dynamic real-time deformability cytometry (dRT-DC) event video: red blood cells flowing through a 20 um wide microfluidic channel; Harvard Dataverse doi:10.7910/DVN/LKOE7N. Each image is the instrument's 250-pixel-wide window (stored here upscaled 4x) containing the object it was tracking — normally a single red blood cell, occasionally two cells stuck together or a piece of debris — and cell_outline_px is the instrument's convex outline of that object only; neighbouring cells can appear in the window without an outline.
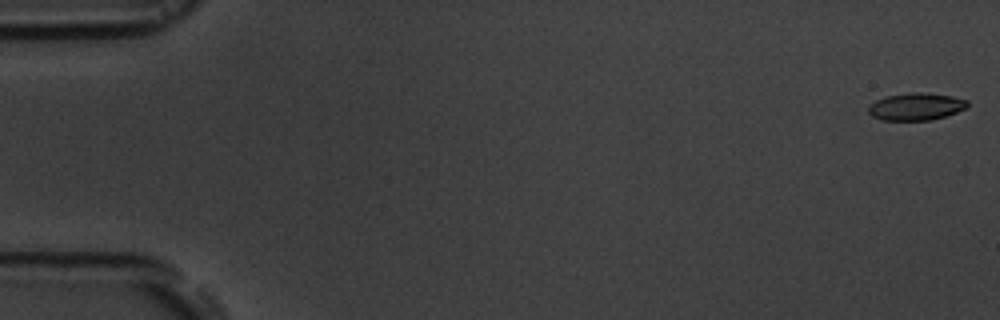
{"species": "common noctule bat (a hibernating species)", "species_latin": "Nyctalus noctula", "temperature_condition": "room temperature", "stored_images_in_passage": 55, "camera_frame_rate_fps": 3000, "um_per_image_px": 0.085, "animal": {"sex": "male", "body_mass_g": 19.5, "forearm_length_mm": 54.6}, "frame": {"image": 1, "passage_image": 1, "time_ms": 0.0, "image_size_px": [1000, 320], "cell_outline_px": [[968, 108], [932, 120], [880, 120], [872, 116], [868, 112], [868, 104], [884, 96], [912, 92], [920, 92], [952, 96], [968, 100]], "centroid_in_image_um": [77.84, 9.06], "position_along_channel_um": 7.2, "area_um2": 15.9}}
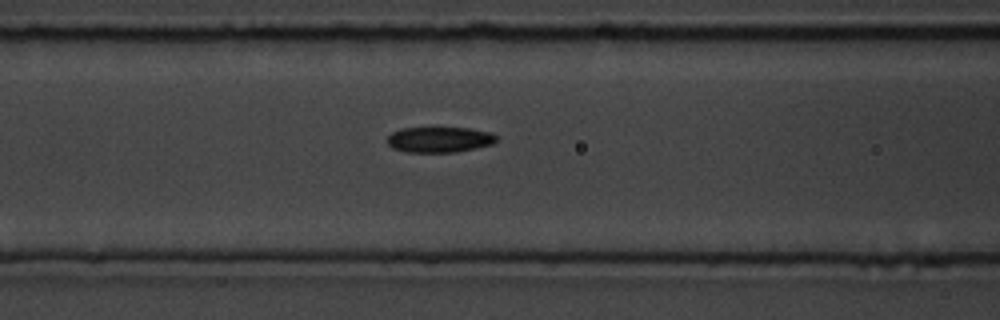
{"frame": {"image": 2, "passage_image": 23, "time_ms": 7.333, "image_size_px": [1000, 320], "cell_outline_px": [[496, 140], [492, 144], [476, 148], [456, 152], [408, 152], [392, 148], [388, 144], [388, 136], [392, 132], [400, 128], [436, 124], [468, 128], [492, 132], [496, 136]], "centroid_in_image_um": [37.33, 11.8], "position_along_channel_um": 129.3, "area_um2": 17.22}}
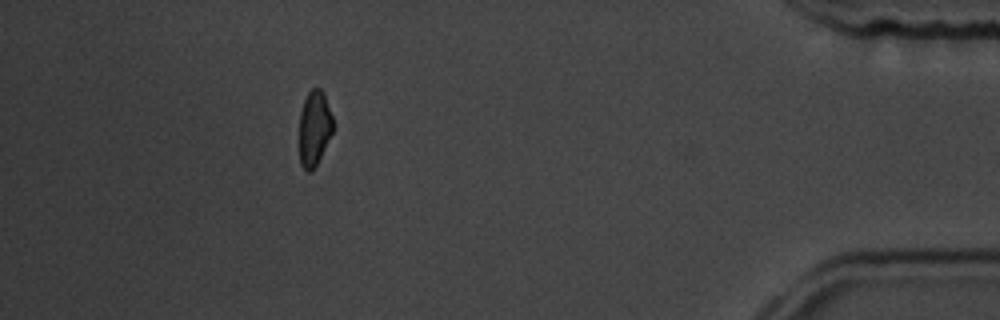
{"frame": {"image": 3, "passage_image": 50, "time_ms": 16.333, "image_size_px": [1000, 320], "cell_outline_px": [[332, 132], [312, 172], [308, 172], [300, 164], [300, 112], [304, 100], [308, 92], [312, 88], [320, 88], [324, 92], [332, 116]], "centroid_in_image_um": [26.71, 10.87], "position_along_channel_um": 408.5, "area_um2": 14.51}, "authors_computed_cell_mechanics": {"area_um2": 16.5308, "velocity_mm_per_s": 3.7073, "shape_relaxation_time_tau1_ms": 3.5449, "shape_relaxation_time_tau2_ms": 7.7208, "deformation_change_tau1": 0.1169, "deformation_change_tau2": 0.1268}}